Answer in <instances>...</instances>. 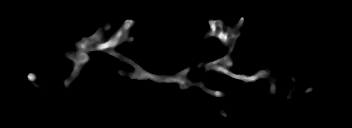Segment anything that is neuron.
Listing matches in <instances>:
<instances>
[{
  "label": "neuron",
  "instance_id": "2dd73e0c",
  "mask_svg": "<svg viewBox=\"0 0 352 128\" xmlns=\"http://www.w3.org/2000/svg\"><path fill=\"white\" fill-rule=\"evenodd\" d=\"M228 18H210L206 17V21L209 24L210 31L206 34L207 38L210 37H217L220 42L224 45H229L231 42L234 44L237 41V38L241 34L239 32L240 26L244 24L245 17L241 15L239 17L238 23L236 26L229 27L226 26V29L223 27V22L224 20H227ZM135 22L134 18H125L123 21V25L121 26L116 33L110 37L109 39H105L102 36L103 29L104 30H109L110 26H105V28H100L98 31H96L94 34L90 35L89 37H84L82 41L78 42L77 45V51L74 54H71V58L74 60V68L73 72L71 75L65 79L64 83L66 87H69L70 84L72 83V80L79 74L80 72V66L83 65L84 63L88 62L89 57L85 53L86 51H103L105 53H108L110 55L118 57L121 61H128L132 66L136 68L135 72H129L128 74H123V72L120 70L119 74L128 76L129 78L133 79H138V80H146L149 79L154 82H160V83H178L181 86V89L187 88V84L191 83L189 79L186 77L187 73L192 70V66L187 67L185 70L180 71L179 73L171 76H159V75H153L147 71H145L143 68L140 66L136 65L133 61L129 60V58H126L122 55H120L118 52L114 51V48H116L119 44H121L124 41H129L132 42L134 40L133 37H129V32L130 29L132 28L133 24ZM233 51V47L229 50V53L222 57L219 58L213 62H201L200 64L197 65V67H205L204 74H206L210 69L220 73V74H226L229 77L235 78V79H240L243 82H255L259 79H262L264 77L269 78L271 72L273 71L271 68L265 69V70H260L259 72L248 76L245 74H236L227 69V67L232 66V61L230 59V53ZM37 79V76L33 73L28 74V80L34 81ZM197 87H200L203 89L206 93L214 96V97H222L226 95L224 91L217 90L213 91L205 87L204 83H199L197 84ZM275 83L270 84L269 88V93L270 94H276L275 90ZM221 115L226 117L227 114L224 110H221Z\"/></svg>",
  "mask_w": 352,
  "mask_h": 128
}]
</instances>
